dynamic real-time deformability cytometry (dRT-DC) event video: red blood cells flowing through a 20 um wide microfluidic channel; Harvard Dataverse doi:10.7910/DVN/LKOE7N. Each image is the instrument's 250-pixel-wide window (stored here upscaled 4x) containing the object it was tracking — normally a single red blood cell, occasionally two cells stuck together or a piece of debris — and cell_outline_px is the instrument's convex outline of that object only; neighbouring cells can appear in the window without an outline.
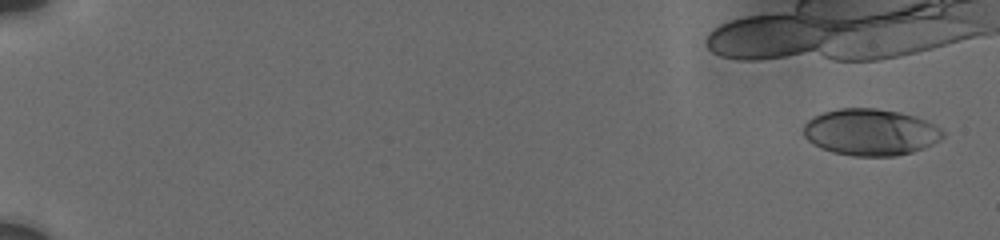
{"species": "human", "species_latin": "Homo sapiens", "temperature_condition": "cold", "stored_images_in_passage": 6, "camera_frame_rate_fps": 3000, "um_per_image_px": 0.085, "donor": {"sex": "male"}, "frame": {"image": 1, "passage_image": 1, "time_ms": 0.0, "image_size_px": [1000, 240], "cell_outline_px": [[944, 136], [932, 144], [924, 148], [912, 152], [896, 156], [852, 156], [832, 152], [820, 148], [812, 144], [804, 136], [804, 124], [808, 120], [824, 112], [840, 108], [876, 108], [900, 112], [916, 116], [940, 128], [944, 132]], "centroid_in_image_um": [73.98, 11.24], "position_along_channel_um": 11.0, "area_um2": 37.86}}